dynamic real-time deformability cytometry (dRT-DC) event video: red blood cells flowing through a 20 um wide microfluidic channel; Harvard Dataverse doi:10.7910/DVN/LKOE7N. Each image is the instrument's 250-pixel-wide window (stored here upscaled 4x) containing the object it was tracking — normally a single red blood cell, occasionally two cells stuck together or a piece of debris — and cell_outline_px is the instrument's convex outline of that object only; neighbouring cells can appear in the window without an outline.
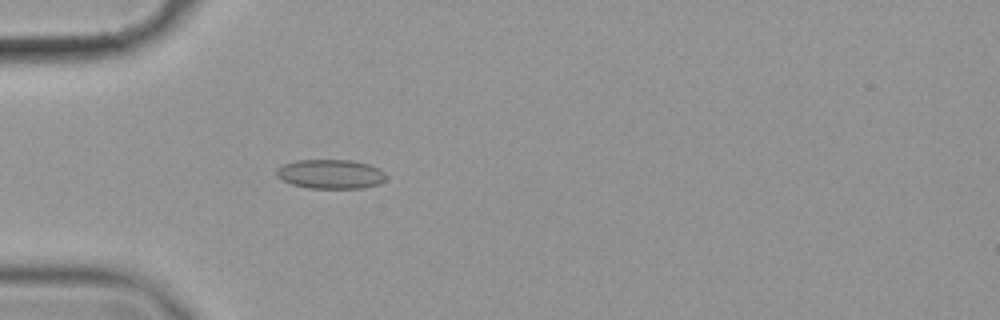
{"species": "common noctule bat (a hibernating species)", "species_latin": "Nyctalus noctula", "temperature_condition": "cold", "stored_images_in_passage": 58, "camera_frame_rate_fps": 3000, "um_per_image_px": 0.085, "animal": {"sex": "female", "body_mass_g": 19.9}, "frame": {"image": 1, "passage_image": 18, "time_ms": 5.667, "image_size_px": [1000, 320], "cell_outline_px": [[384, 180], [380, 184], [364, 188], [308, 188], [292, 184], [276, 176], [276, 168], [284, 164], [296, 160], [352, 160], [368, 164], [380, 168], [384, 172]], "centroid_in_image_um": [28.1, 14.79], "position_along_channel_um": 56.9, "area_um2": 18.73}}
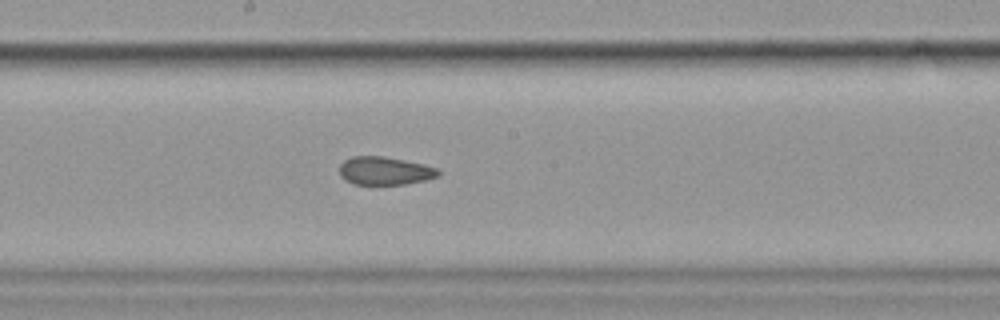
{"frame": {"image": 2, "passage_image": 32, "time_ms": 10.333, "image_size_px": [1000, 320], "cell_outline_px": [[440, 176], [424, 180], [404, 184], [352, 184], [344, 180], [340, 176], [340, 164], [344, 160], [352, 156], [384, 156], [424, 164], [436, 168], [440, 172]], "centroid_in_image_um": [32.68, 14.52], "position_along_channel_um": 215.5, "area_um2": 16.24}}
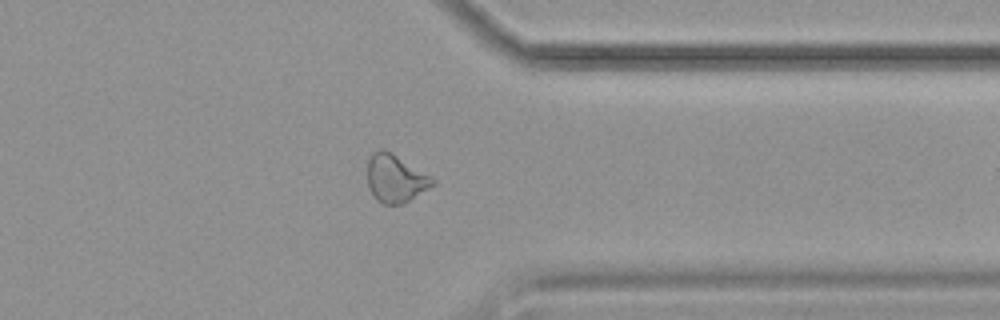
{"frame": {"image": 3, "passage_image": 46, "time_ms": 15.0, "image_size_px": [1000, 320], "cell_outline_px": [[436, 184], [404, 204], [384, 204], [376, 200], [368, 184], [368, 160], [372, 152], [380, 148], [384, 148], [392, 152], [432, 176], [436, 180]], "centroid_in_image_um": [33.64, 15.15], "position_along_channel_um": 377.8, "area_um2": 18.44}, "authors_computed_cell_mechanics": {"area_um2": 18.4382, "velocity_mm_per_s": 3.5536, "shape_relaxation_time_tau1_ms": null, "shape_relaxation_time_tau2_ms": 3.8356, "deformation_change_tau1": null, "deformation_change_tau2": 0.0763}}